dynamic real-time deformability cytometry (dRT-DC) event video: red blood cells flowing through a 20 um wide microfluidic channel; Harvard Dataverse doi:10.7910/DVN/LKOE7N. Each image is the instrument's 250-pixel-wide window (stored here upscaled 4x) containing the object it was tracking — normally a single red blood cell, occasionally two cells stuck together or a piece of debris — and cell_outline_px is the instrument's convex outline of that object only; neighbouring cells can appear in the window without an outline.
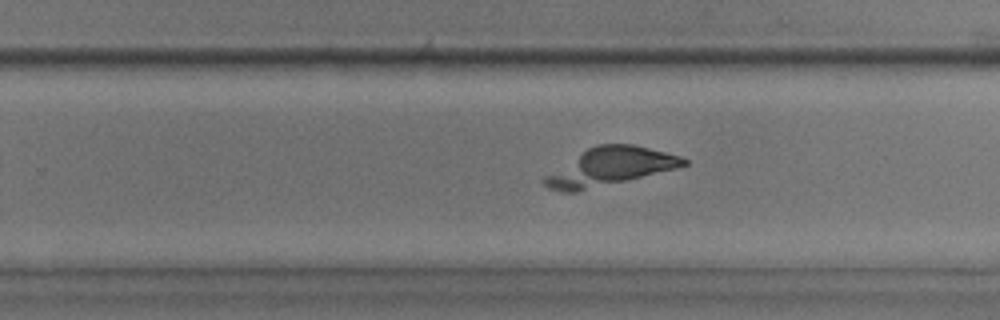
{"species": "common noctule bat (a hibernating species)", "species_latin": "Nyctalus noctula", "temperature_condition": "room temperature", "stored_images_in_passage": 45, "camera_frame_rate_fps": 3000, "um_per_image_px": 0.085, "animal": {"sex": "male", "body_mass_g": 17.9, "forearm_length_mm": 54.2}, "frame": {"image": 1, "passage_image": 29, "time_ms": 9.333, "image_size_px": [1000, 320], "cell_outline_px": [[688, 164], [676, 168], [576, 192], [560, 192], [548, 188], [540, 180], [544, 176], [588, 148], [596, 144], [632, 144], [680, 156], [688, 160]], "centroid_in_image_um": [51.8, 14.18], "position_along_channel_um": 278.0, "area_um2": 30.06}}
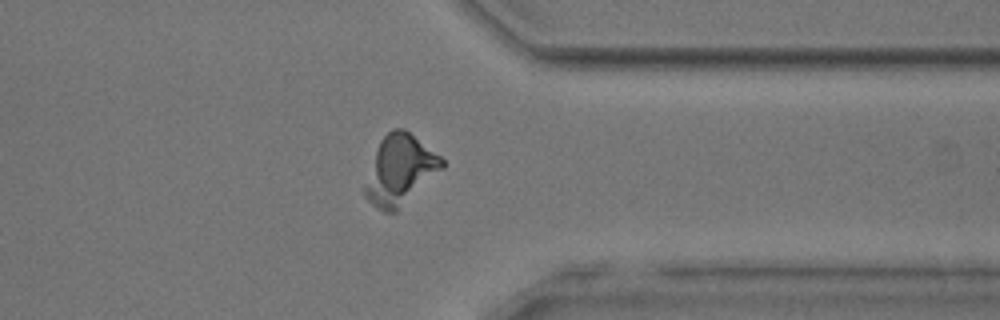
{"frame": {"image": 2, "passage_image": 37, "time_ms": 12.0, "image_size_px": [1000, 320], "cell_outline_px": [[444, 168], [396, 212], [384, 212], [376, 208], [364, 196], [364, 188], [380, 140], [392, 128], [404, 128], [440, 156], [444, 160]], "centroid_in_image_um": [34.01, 14.47], "position_along_channel_um": 377.4, "area_um2": 30.75}}
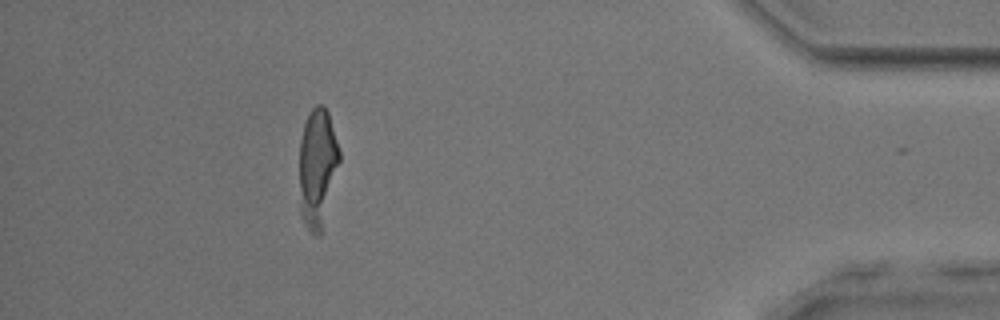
{"frame": {"image": 3, "passage_image": 43, "time_ms": 14.0, "image_size_px": [1000, 320], "cell_outline_px": [[340, 160], [320, 236], [316, 236], [308, 228], [300, 216], [300, 140], [304, 124], [312, 108], [316, 104], [324, 104], [328, 112], [340, 152]], "centroid_in_image_um": [26.98, 14.23], "position_along_channel_um": 408.2, "area_um2": 27.51}}